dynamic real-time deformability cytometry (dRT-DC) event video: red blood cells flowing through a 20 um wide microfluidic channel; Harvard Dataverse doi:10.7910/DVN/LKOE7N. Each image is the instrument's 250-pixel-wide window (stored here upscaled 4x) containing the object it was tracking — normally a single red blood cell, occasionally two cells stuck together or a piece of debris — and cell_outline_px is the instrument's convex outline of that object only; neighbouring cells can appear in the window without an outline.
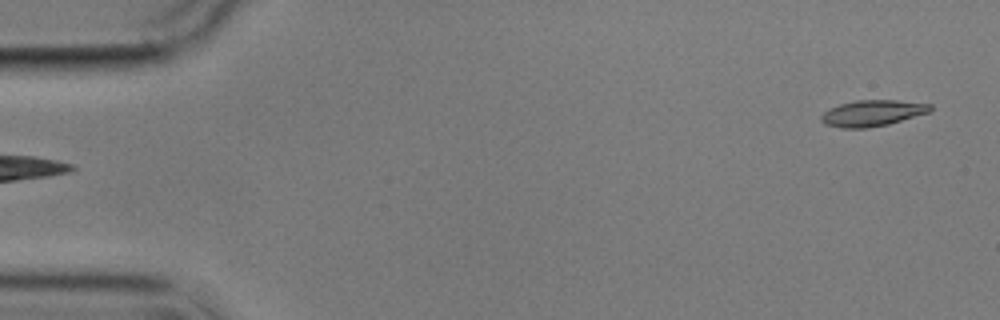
{"species": "common noctule bat (a hibernating species)", "species_latin": "Nyctalus noctula", "temperature_condition": "cold", "stored_images_in_passage": 4, "camera_frame_rate_fps": 3000, "um_per_image_px": 0.085, "animal": {"sex": "male", "body_mass_g": 17.9}, "frame": {"image": 1, "passage_image": 4, "time_ms": 3.333, "image_size_px": [1000, 320], "cell_outline_px": [[932, 108], [928, 112], [888, 124], [868, 128], [840, 128], [824, 124], [820, 120], [820, 116], [824, 112], [840, 104], [856, 100], [896, 100], [932, 104]], "centroid_in_image_um": [74.12, 9.62], "position_along_channel_um": 10.9, "area_um2": 16.47}}